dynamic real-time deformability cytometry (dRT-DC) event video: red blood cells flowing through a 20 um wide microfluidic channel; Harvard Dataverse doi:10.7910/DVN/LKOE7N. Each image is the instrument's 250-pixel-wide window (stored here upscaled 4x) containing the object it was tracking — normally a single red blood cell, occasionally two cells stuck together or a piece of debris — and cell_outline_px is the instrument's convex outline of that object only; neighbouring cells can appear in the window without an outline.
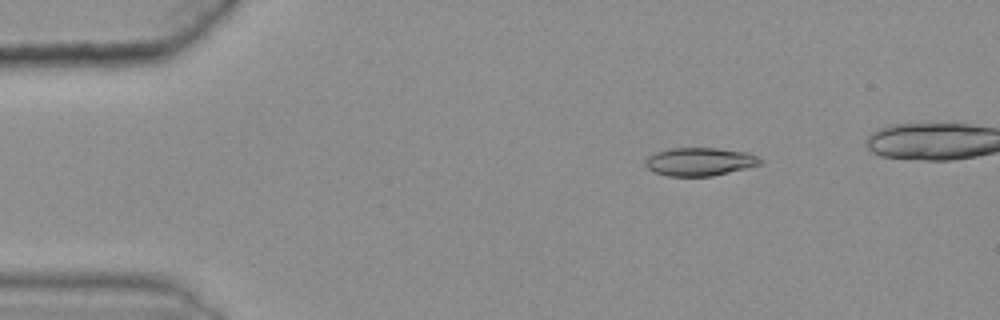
{"species": "common noctule bat (a hibernating species)", "species_latin": "Nyctalus noctula", "temperature_condition": "warm", "stored_images_in_passage": 49, "camera_frame_rate_fps": 3000, "um_per_image_px": 0.085, "animal": {"sex": "female", "body_mass_g": 25.1}, "frame": {"image": 1, "passage_image": 9, "time_ms": 2.667, "image_size_px": [1000, 320], "cell_outline_px": [[764, 164], [712, 176], [668, 176], [652, 172], [644, 164], [644, 160], [648, 156], [656, 152], [672, 148], [716, 148], [748, 152], [764, 160]], "centroid_in_image_um": [59.49, 13.74], "position_along_channel_um": 25.5, "area_um2": 19.07}}
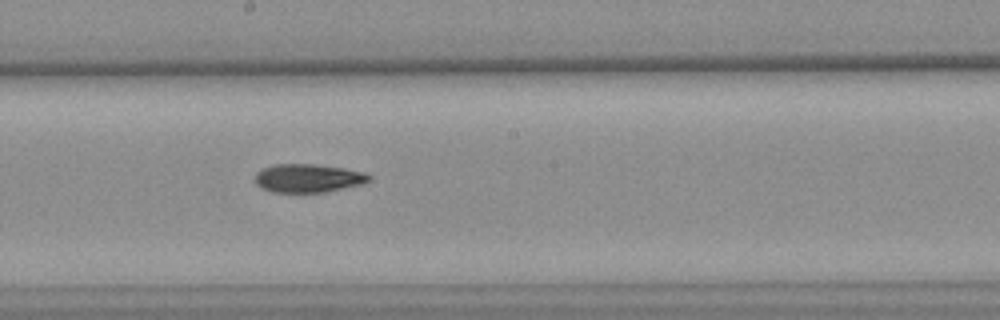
{"frame": {"image": 2, "passage_image": 31, "time_ms": 10.0, "image_size_px": [1000, 320], "cell_outline_px": [[372, 180], [360, 184], [324, 192], [272, 192], [260, 188], [256, 184], [256, 172], [260, 168], [272, 164], [316, 164], [344, 168], [364, 172], [372, 176]], "centroid_in_image_um": [26.16, 15.13], "position_along_channel_um": 222.0, "area_um2": 19.02}}
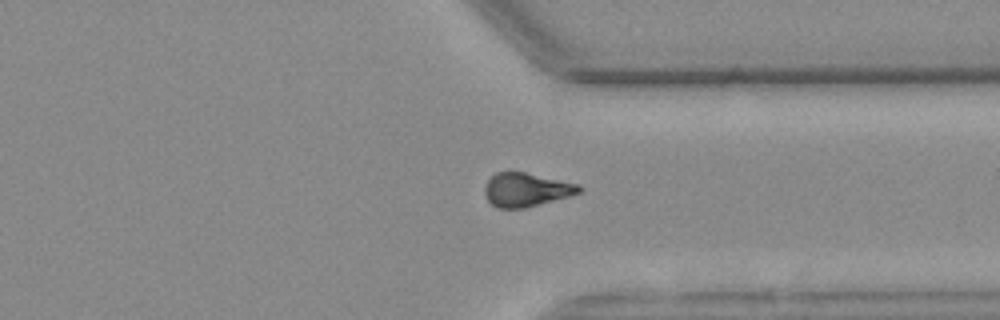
{"frame": {"image": 3, "passage_image": 43, "time_ms": 14.0, "image_size_px": [1000, 320], "cell_outline_px": [[584, 188], [580, 192], [568, 196], [524, 208], [496, 208], [488, 200], [484, 192], [484, 188], [488, 180], [496, 172], [524, 172], [580, 184]], "centroid_in_image_um": [44.73, 16.12], "position_along_channel_um": 366.7, "area_um2": 18.38}, "authors_computed_cell_mechanics": {"area_um2": 19.0162, "velocity_mm_per_s": 3.6202, "shape_relaxation_time_tau1_ms": null, "shape_relaxation_time_tau2_ms": 8.4146, "deformation_change_tau1": null, "deformation_change_tau2": 0.1813}}